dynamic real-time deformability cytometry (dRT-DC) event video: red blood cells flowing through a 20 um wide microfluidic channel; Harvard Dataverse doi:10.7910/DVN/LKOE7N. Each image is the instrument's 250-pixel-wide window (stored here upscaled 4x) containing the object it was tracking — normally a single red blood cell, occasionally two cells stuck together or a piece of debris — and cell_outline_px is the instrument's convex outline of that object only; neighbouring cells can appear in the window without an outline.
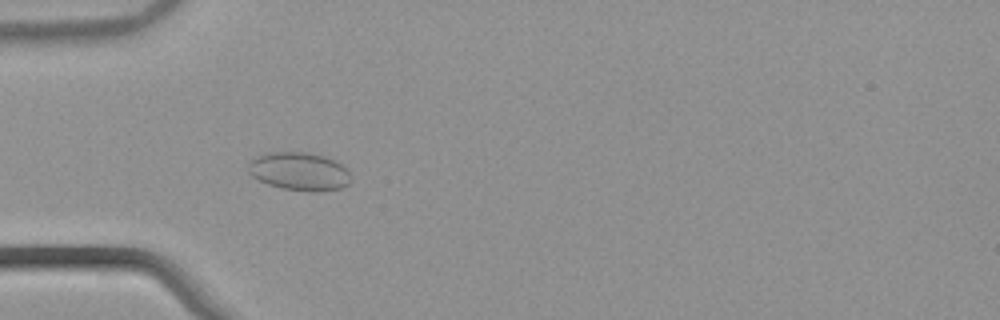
{"species": "common noctule bat (a hibernating species)", "species_latin": "Nyctalus noctula", "temperature_condition": "warm", "stored_images_in_passage": 48, "camera_frame_rate_fps": 3000, "um_per_image_px": 0.085, "animal": {"sex": "male", "body_mass_g": 21.5, "forearm_length_mm": 52.0}, "frame": {"image": 1, "passage_image": 11, "time_ms": 3.333, "image_size_px": [1000, 320], "cell_outline_px": [[348, 184], [340, 188], [320, 192], [308, 192], [280, 188], [268, 184], [252, 176], [248, 172], [248, 164], [256, 156], [264, 152], [308, 152], [324, 156], [348, 168]], "centroid_in_image_um": [25.41, 14.57], "position_along_channel_um": 59.6, "area_um2": 22.89}}
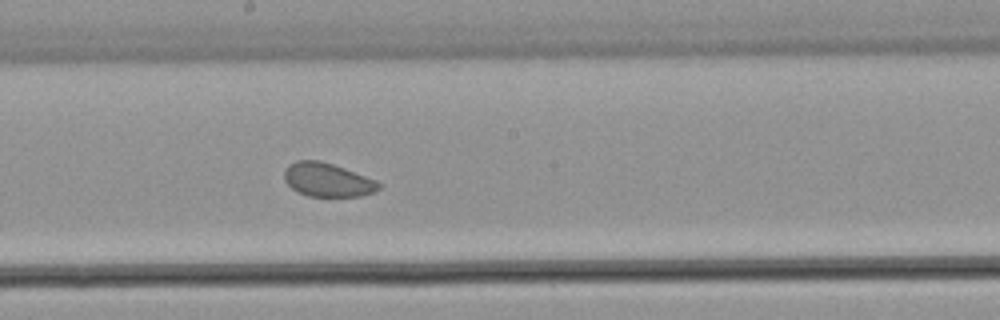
{"frame": {"image": 2, "passage_image": 24, "time_ms": 7.667, "image_size_px": [1000, 320], "cell_outline_px": [[384, 184], [380, 188], [372, 192], [360, 196], [308, 196], [296, 192], [284, 180], [284, 172], [288, 164], [296, 160], [320, 160], [344, 168], [376, 180]], "centroid_in_image_um": [27.82, 15.28], "position_along_channel_um": 220.4, "area_um2": 18.61}}
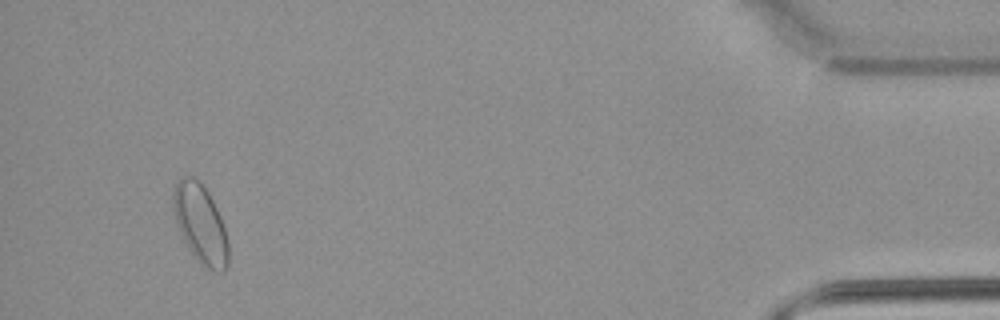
{"frame": {"image": 3, "passage_image": 45, "time_ms": 14.667, "image_size_px": [1000, 320], "cell_outline_px": [[228, 268], [224, 272], [216, 272], [200, 264], [184, 240], [176, 224], [172, 204], [172, 192], [176, 180], [184, 176], [192, 176], [200, 180], [208, 192], [224, 224], [228, 240]], "centroid_in_image_um": [17.03, 19.0], "position_along_channel_um": 418.2, "area_um2": 25.61}, "authors_computed_cell_mechanics": {"area_um2": 20.6346, "velocity_mm_per_s": 3.8293, "shape_relaxation_time_tau1_ms": null, "shape_relaxation_time_tau2_ms": 3.2177, "deformation_change_tau1": null, "deformation_change_tau2": 0.063}}